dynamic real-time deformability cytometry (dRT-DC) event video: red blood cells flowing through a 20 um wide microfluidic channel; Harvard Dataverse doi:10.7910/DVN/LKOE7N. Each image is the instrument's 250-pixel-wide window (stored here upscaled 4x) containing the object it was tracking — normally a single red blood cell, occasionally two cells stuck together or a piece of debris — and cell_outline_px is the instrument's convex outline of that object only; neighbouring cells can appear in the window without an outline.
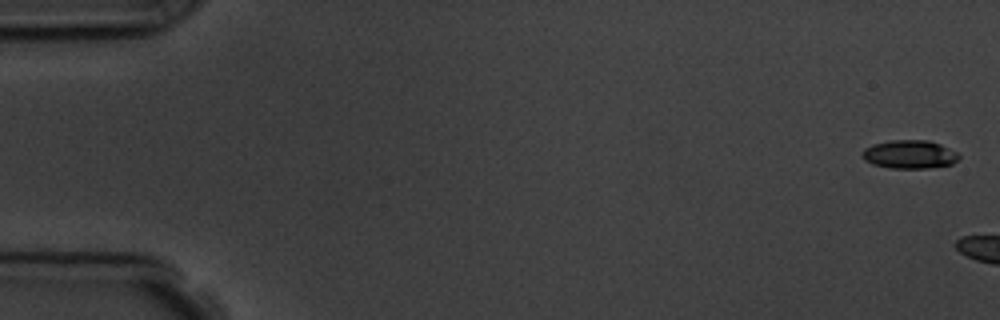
{"species": "common noctule bat (a hibernating species)", "species_latin": "Nyctalus noctula", "temperature_condition": "room temperature", "stored_images_in_passage": 6, "camera_frame_rate_fps": 3000, "um_per_image_px": 0.085, "animal": {"sex": "male", "body_mass_g": 19.5, "forearm_length_mm": 54.6}, "frame": {"image": 1, "passage_image": 1, "time_ms": 0.0, "image_size_px": [1000, 320], "cell_outline_px": [[960, 156], [952, 164], [928, 168], [888, 168], [872, 164], [864, 160], [860, 156], [864, 148], [872, 144], [892, 140], [928, 140], [940, 144], [956, 152]], "centroid_in_image_um": [77.26, 13.12], "position_along_channel_um": 7.7, "area_um2": 16.07}}
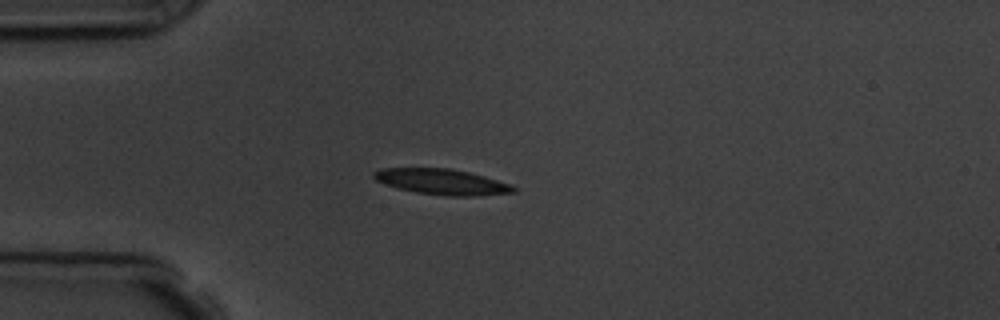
{"frame": {"image": 2, "passage_image": 6, "time_ms": 6.333, "image_size_px": [1000, 320], "cell_outline_px": [[516, 192], [476, 196], [444, 196], [416, 192], [396, 188], [384, 184], [376, 180], [372, 176], [372, 172], [380, 168], [448, 168], [468, 172], [484, 176], [508, 184], [516, 188]], "centroid_in_image_um": [37.5, 15.45], "position_along_channel_um": 47.5, "area_um2": 20.87}}